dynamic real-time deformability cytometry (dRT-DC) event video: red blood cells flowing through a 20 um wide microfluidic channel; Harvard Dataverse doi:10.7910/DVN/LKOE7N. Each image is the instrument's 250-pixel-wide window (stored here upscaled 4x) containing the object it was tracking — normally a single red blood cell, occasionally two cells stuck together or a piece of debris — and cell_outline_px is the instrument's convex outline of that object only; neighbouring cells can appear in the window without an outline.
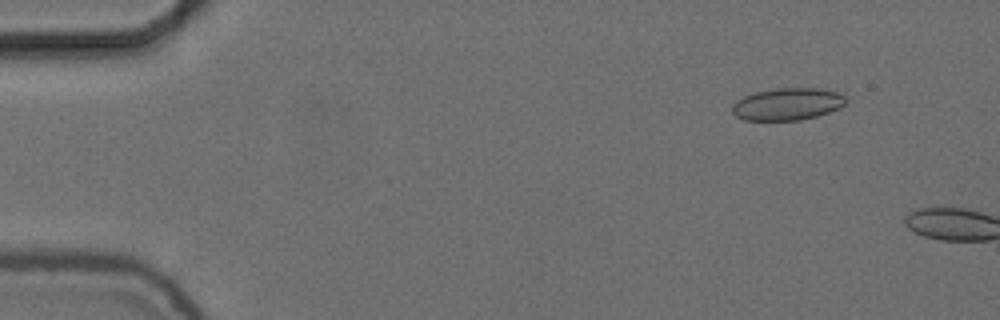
{"species": "common noctule bat (a hibernating species)", "species_latin": "Nyctalus noctula", "temperature_condition": "cold", "stored_images_in_passage": 8, "camera_frame_rate_fps": 3000, "um_per_image_px": 0.085, "animal": {"sex": "female", "body_mass_g": 24.6, "forearm_length_mm": 56.2}, "frame": {"image": 1, "passage_image": 6, "time_ms": 1.667, "image_size_px": [1000, 320], "cell_outline_px": [[848, 100], [840, 108], [816, 116], [800, 120], [744, 120], [736, 116], [732, 112], [732, 104], [736, 100], [744, 96], [756, 92], [776, 88], [816, 88], [836, 92], [844, 96]], "centroid_in_image_um": [66.91, 8.85], "position_along_channel_um": 18.1, "area_um2": 21.27}}